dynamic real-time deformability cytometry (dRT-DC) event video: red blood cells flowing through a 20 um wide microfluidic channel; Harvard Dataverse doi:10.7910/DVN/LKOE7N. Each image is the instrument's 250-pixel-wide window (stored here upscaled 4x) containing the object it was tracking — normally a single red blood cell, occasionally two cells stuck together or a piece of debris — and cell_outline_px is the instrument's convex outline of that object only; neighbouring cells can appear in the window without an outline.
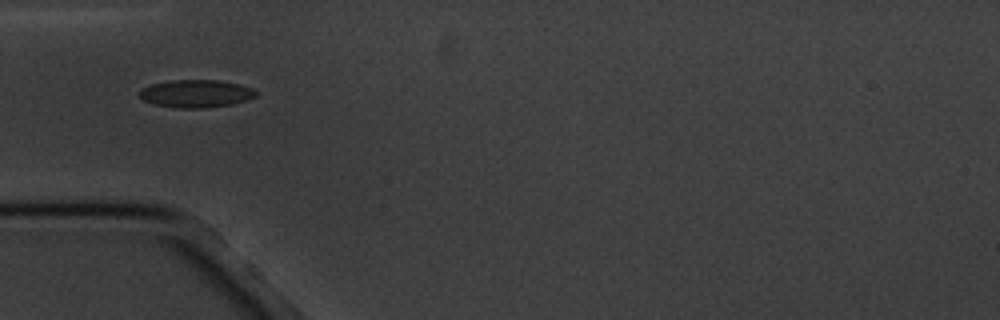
{"species": "common noctule bat (a hibernating species)", "species_latin": "Nyctalus noctula", "temperature_condition": "cold", "stored_images_in_passage": 6, "camera_frame_rate_fps": 3000, "um_per_image_px": 0.085, "animal": {"sex": "male", "body_mass_g": 20.1, "forearm_length_mm": 53.5}, "frame": {"image": 1, "passage_image": 1, "time_ms": 0.0, "image_size_px": [1000, 320], "cell_outline_px": [[256, 96], [248, 100], [232, 104], [204, 108], [180, 108], [152, 104], [140, 100], [136, 92], [152, 84], [172, 80], [216, 80], [240, 84], [252, 88], [256, 92]], "centroid_in_image_um": [16.62, 7.96], "position_along_channel_um": 68.4, "area_um2": 18.96}}
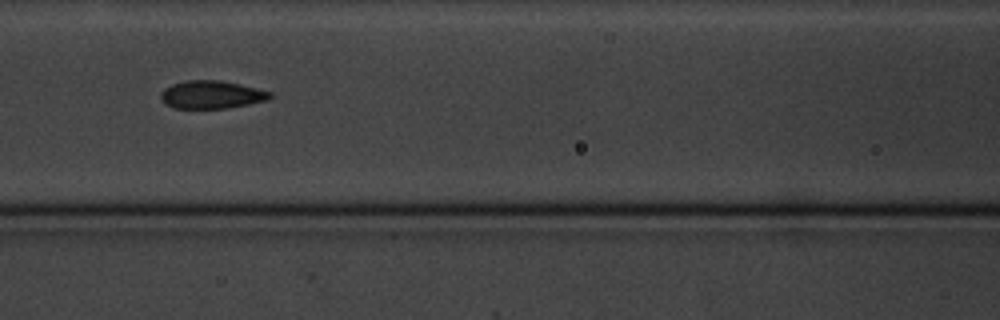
{"frame": {"image": 2, "passage_image": 3, "time_ms": 2.333, "image_size_px": [1000, 320], "cell_outline_px": [[272, 96], [268, 100], [228, 108], [172, 108], [164, 104], [160, 100], [160, 92], [164, 88], [172, 84], [188, 80], [220, 80], [240, 84], [272, 92]], "centroid_in_image_um": [17.94, 8.05], "position_along_channel_um": 148.7, "area_um2": 17.92}}
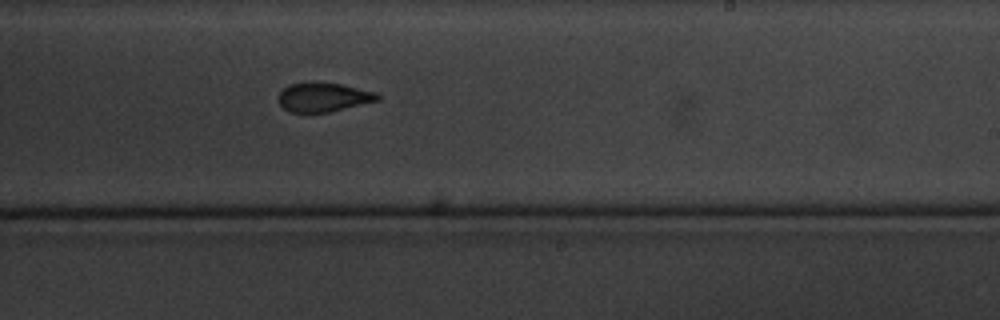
{"frame": {"image": 3, "passage_image": 6, "time_ms": 5.667, "image_size_px": [1000, 320], "cell_outline_px": [[380, 100], [328, 112], [288, 112], [276, 100], [276, 96], [288, 84], [312, 80], [340, 84], [376, 92], [380, 96]], "centroid_in_image_um": [27.43, 8.23], "position_along_channel_um": 261.6, "area_um2": 17.17}}